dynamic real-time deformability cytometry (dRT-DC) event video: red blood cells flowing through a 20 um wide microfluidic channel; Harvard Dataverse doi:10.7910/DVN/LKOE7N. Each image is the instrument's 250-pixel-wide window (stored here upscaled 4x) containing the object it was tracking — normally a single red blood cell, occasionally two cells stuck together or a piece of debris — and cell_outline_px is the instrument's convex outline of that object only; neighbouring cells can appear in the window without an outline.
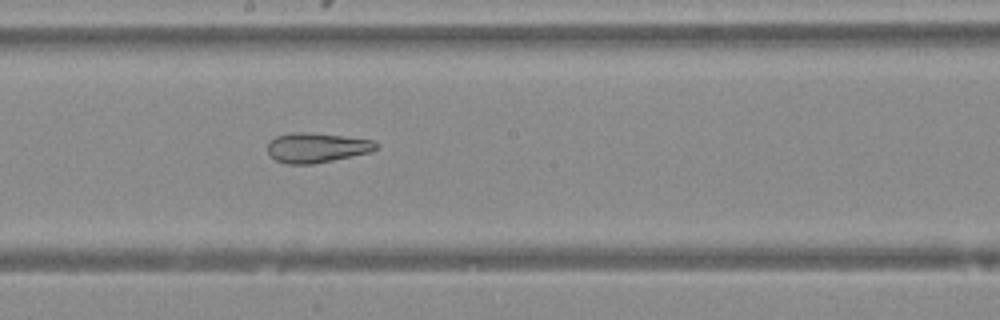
{"species": "Egyptian fruit bat (a non-hibernating species)", "species_latin": "Rousettus aegyptiacus", "temperature_condition": "warm", "stored_images_in_passage": 49, "camera_frame_rate_fps": 3000, "um_per_image_px": 0.085, "animal": {"sex": "female"}, "frame": {"image": 1, "passage_image": 27, "time_ms": 8.667, "image_size_px": [1000, 320], "cell_outline_px": [[376, 148], [368, 152], [332, 160], [312, 164], [288, 164], [276, 160], [268, 152], [268, 144], [276, 136], [288, 132], [308, 132], [344, 136], [372, 140], [376, 144]], "centroid_in_image_um": [26.86, 12.54], "position_along_channel_um": 221.3, "area_um2": 18.5}}
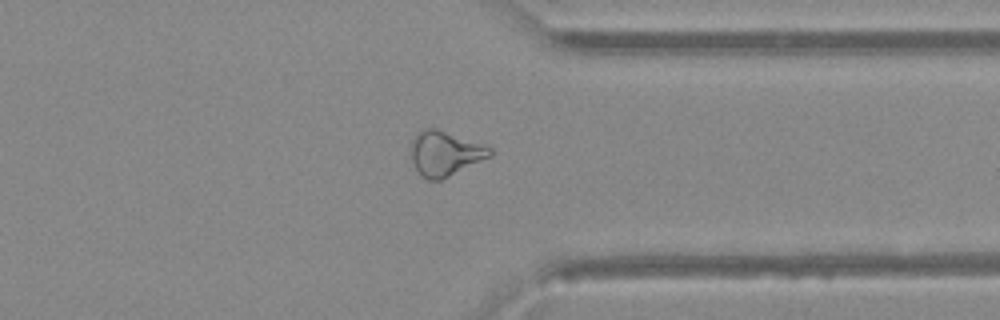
{"frame": {"image": 2, "passage_image": 38, "time_ms": 12.333, "image_size_px": [1000, 320], "cell_outline_px": [[492, 156], [440, 180], [428, 180], [416, 168], [412, 160], [412, 136], [428, 128], [436, 128], [488, 144], [492, 148]], "centroid_in_image_um": [37.89, 13.01], "position_along_channel_um": 373.5, "area_um2": 20.58}}
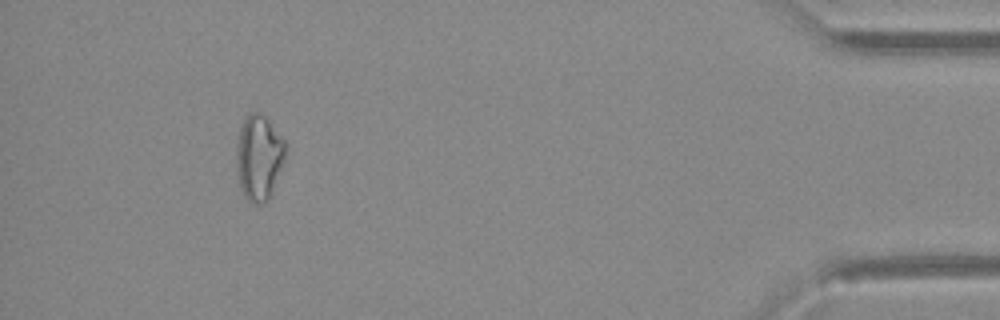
{"frame": {"image": 3, "passage_image": 45, "time_ms": 14.667, "image_size_px": [1000, 320], "cell_outline_px": [[288, 144], [284, 160], [268, 200], [264, 204], [252, 204], [244, 196], [240, 184], [236, 168], [236, 152], [240, 128], [244, 120], [252, 112], [260, 112], [268, 120]], "centroid_in_image_um": [22.02, 13.39], "position_along_channel_um": 413.2, "area_um2": 24.28}}